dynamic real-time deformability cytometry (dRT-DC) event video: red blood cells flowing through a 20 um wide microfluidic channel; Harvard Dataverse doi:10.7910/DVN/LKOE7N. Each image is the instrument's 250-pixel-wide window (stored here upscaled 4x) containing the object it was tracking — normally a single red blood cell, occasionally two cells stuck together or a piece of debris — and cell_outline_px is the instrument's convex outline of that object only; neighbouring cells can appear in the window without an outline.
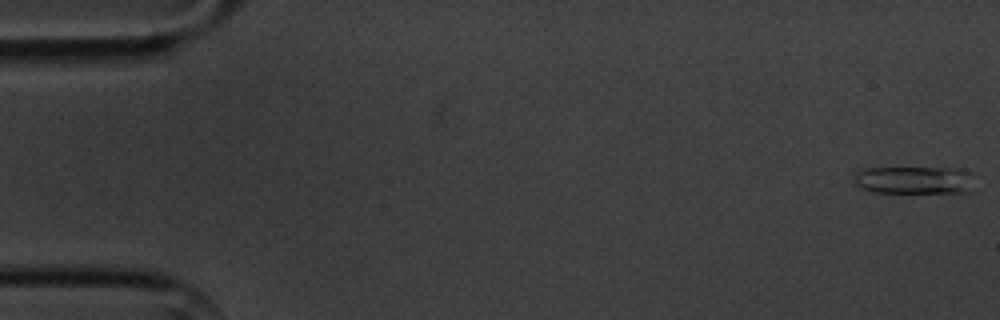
{"species": "common noctule bat (a hibernating species)", "species_latin": "Nyctalus noctula", "temperature_condition": "cold", "stored_images_in_passage": 5, "camera_frame_rate_fps": 3000, "um_per_image_px": 0.085, "animal": {"sex": "male", "body_mass_g": 20.1, "forearm_length_mm": 53.5}, "frame": {"image": 1, "passage_image": 1, "time_ms": 0.0, "image_size_px": [1000, 320], "cell_outline_px": [[972, 192], [872, 192], [860, 188], [852, 180], [856, 172], [864, 168], [960, 168], [972, 172]], "centroid_in_image_um": [77.71, 15.3], "position_along_channel_um": 7.3, "area_um2": 19.65}}
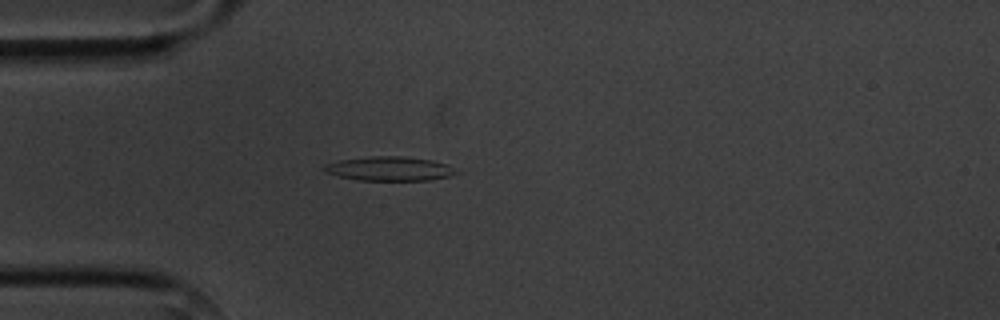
{"frame": {"image": 2, "passage_image": 5, "time_ms": 4.667, "image_size_px": [1000, 320], "cell_outline_px": [[456, 172], [448, 176], [428, 180], [356, 180], [324, 172], [320, 168], [324, 164], [340, 160], [372, 156], [400, 156], [432, 160], [444, 164]], "centroid_in_image_um": [32.98, 14.34], "position_along_channel_um": 52.0, "area_um2": 18.26}}